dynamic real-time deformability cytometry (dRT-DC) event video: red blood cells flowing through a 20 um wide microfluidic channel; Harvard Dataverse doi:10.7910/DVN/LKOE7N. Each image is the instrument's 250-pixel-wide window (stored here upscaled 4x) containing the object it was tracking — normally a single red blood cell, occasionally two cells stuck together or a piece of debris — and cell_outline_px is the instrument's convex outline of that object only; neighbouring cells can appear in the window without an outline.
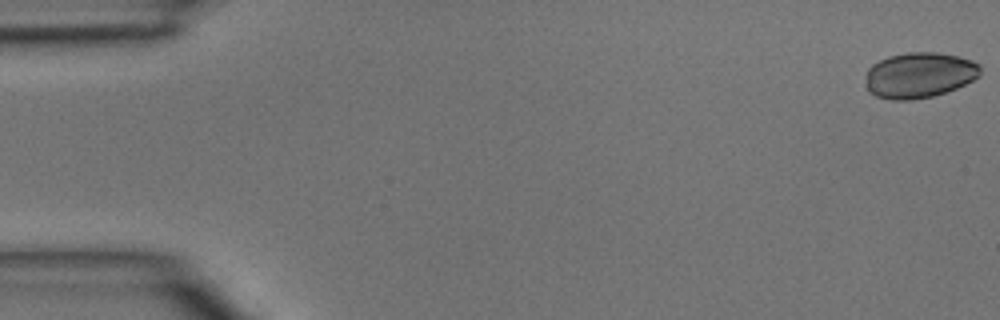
{"species": "common noctule bat (a hibernating species)", "species_latin": "Nyctalus noctula", "temperature_condition": "room temperature", "stored_images_in_passage": 46, "camera_frame_rate_fps": 3000, "um_per_image_px": 0.085, "animal": {"sex": "male", "body_mass_g": 15.6}, "frame": {"image": 1, "passage_image": 1, "time_ms": 0.0, "image_size_px": [1000, 320], "cell_outline_px": [[980, 76], [956, 88], [932, 96], [912, 100], [892, 100], [876, 96], [868, 92], [868, 68], [872, 64], [888, 56], [908, 52], [936, 52], [956, 56], [972, 60], [980, 64]], "centroid_in_image_um": [78.15, 6.38], "position_along_channel_um": 6.8, "area_um2": 30.29}}
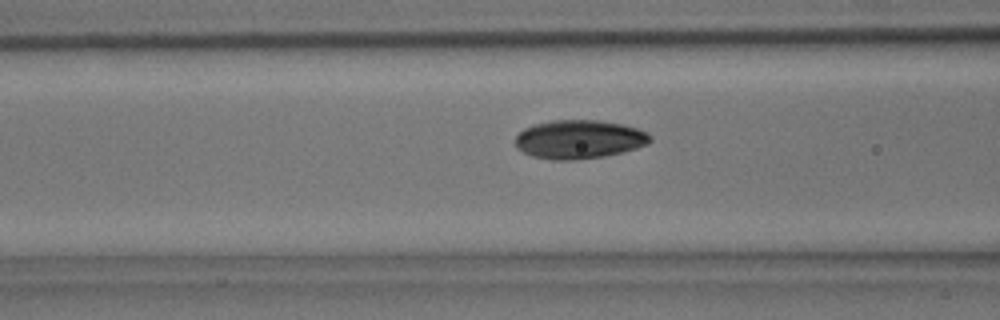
{"frame": {"image": 2, "passage_image": 18, "time_ms": 5.667, "image_size_px": [1000, 320], "cell_outline_px": [[652, 140], [648, 144], [624, 152], [604, 156], [576, 160], [552, 160], [532, 156], [516, 148], [516, 136], [524, 128], [536, 124], [552, 120], [600, 120], [624, 124], [648, 132], [652, 136]], "centroid_in_image_um": [49.26, 11.84], "position_along_channel_um": 117.3, "area_um2": 30.63}}
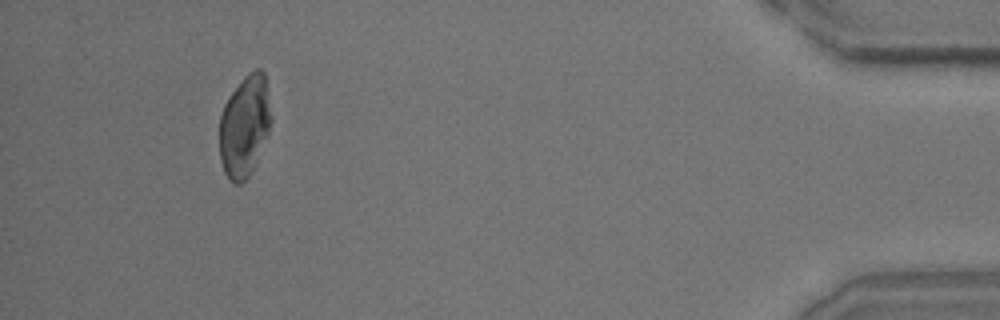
{"frame": {"image": 3, "passage_image": 43, "time_ms": 14.0, "image_size_px": [1000, 320], "cell_outline_px": [[272, 120], [268, 132], [256, 160], [248, 176], [240, 184], [236, 184], [228, 180], [224, 172], [220, 160], [220, 116], [224, 104], [232, 92], [244, 76], [248, 72], [256, 68], [260, 68], [264, 72], [272, 116]], "centroid_in_image_um": [20.78, 10.69], "position_along_channel_um": 414.4, "area_um2": 30.4}}